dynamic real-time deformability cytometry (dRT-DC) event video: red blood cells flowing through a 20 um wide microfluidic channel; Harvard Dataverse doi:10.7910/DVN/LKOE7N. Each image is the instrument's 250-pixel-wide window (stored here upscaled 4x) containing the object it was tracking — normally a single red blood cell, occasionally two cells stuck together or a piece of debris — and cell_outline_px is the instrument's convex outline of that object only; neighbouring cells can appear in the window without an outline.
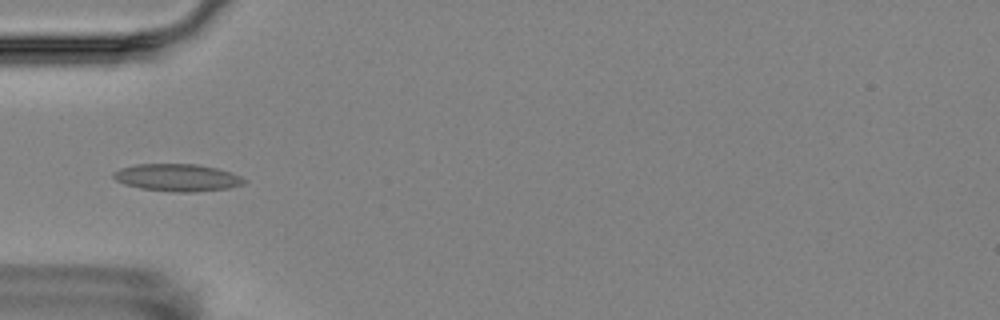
{"species": "Egyptian fruit bat (a non-hibernating species)", "species_latin": "Rousettus aegyptiacus", "temperature_condition": "room temperature", "stored_images_in_passage": 8, "camera_frame_rate_fps": 3000, "um_per_image_px": 0.085, "animal": {"sex": "female"}, "frame": {"image": 1, "passage_image": 6, "time_ms": 5.667, "image_size_px": [1000, 320], "cell_outline_px": [[248, 180], [244, 184], [228, 188], [196, 192], [172, 192], [140, 188], [124, 184], [116, 180], [112, 176], [112, 172], [120, 168], [136, 164], [196, 164], [216, 168], [240, 176]], "centroid_in_image_um": [15.05, 15.1], "position_along_channel_um": 70.0, "area_um2": 20.87}}
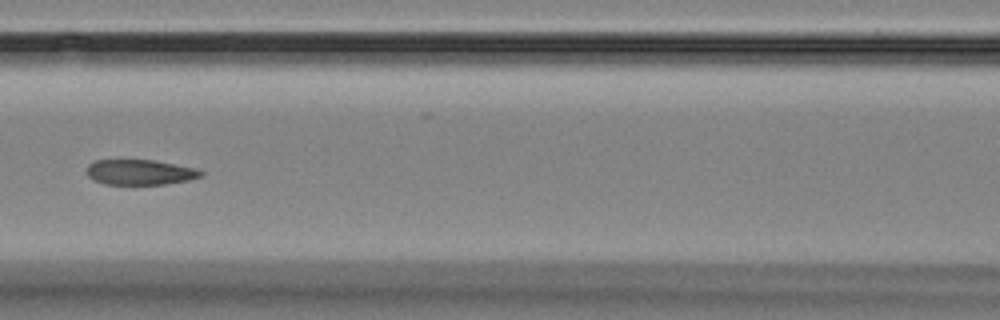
{"frame": {"image": 2, "passage_image": 8, "time_ms": 8.0, "image_size_px": [1000, 320], "cell_outline_px": [[204, 176], [188, 180], [164, 184], [104, 184], [88, 176], [84, 172], [88, 164], [96, 160], [152, 160], [196, 168], [204, 172]], "centroid_in_image_um": [11.89, 14.63], "position_along_channel_um": 154.7, "area_um2": 16.82}}